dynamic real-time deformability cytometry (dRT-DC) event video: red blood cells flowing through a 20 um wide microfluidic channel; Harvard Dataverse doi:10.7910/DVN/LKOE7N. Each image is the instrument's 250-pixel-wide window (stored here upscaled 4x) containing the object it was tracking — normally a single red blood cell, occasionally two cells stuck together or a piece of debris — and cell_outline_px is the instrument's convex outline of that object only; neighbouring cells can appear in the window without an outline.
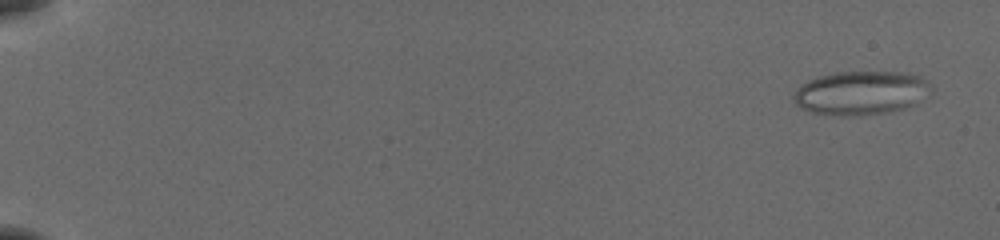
{"species": "common noctule bat (a hibernating species)", "species_latin": "Nyctalus noctula", "temperature_condition": "cold", "stored_images_in_passage": 53, "camera_frame_rate_fps": 3000, "um_per_image_px": 0.085, "animal": {"sex": "female", "body_mass_g": 19.5, "forearm_length_mm": 54.1}, "frame": {"image": 1, "passage_image": 1, "time_ms": 0.0, "image_size_px": [1000, 240], "cell_outline_px": [[920, 80], [912, 104], [900, 108], [884, 112], [812, 112], [796, 104], [796, 92], [804, 84], [812, 80], [824, 76], [844, 72], [892, 72], [916, 76]], "centroid_in_image_um": [72.95, 7.85], "position_along_channel_um": 12.0, "area_um2": 30.63}}
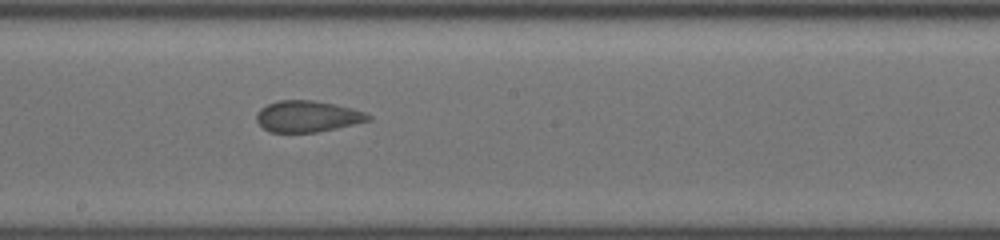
{"frame": {"image": 2, "passage_image": 31, "time_ms": 10.0, "image_size_px": [1000, 240], "cell_outline_px": [[372, 120], [336, 128], [316, 132], [272, 132], [264, 128], [256, 120], [256, 116], [260, 108], [276, 100], [312, 100], [352, 108], [364, 112], [372, 116]], "centroid_in_image_um": [26.14, 9.89], "position_along_channel_um": 222.1, "area_um2": 20.23}}
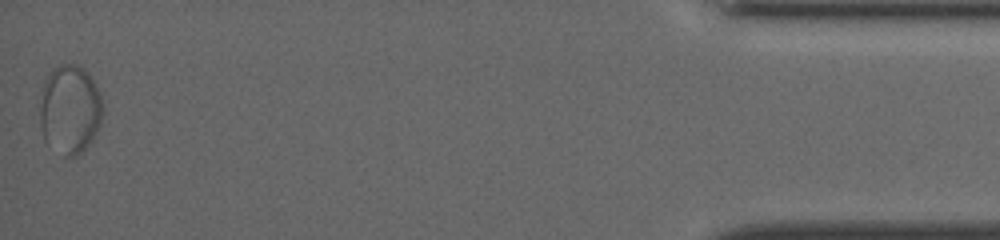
{"frame": {"image": 3, "passage_image": 53, "time_ms": 17.333, "image_size_px": [1000, 240], "cell_outline_px": [[100, 124], [92, 140], [76, 156], [64, 156], [44, 140], [40, 124], [40, 108], [44, 80], [52, 68], [60, 64], [80, 64], [88, 72], [100, 92]], "centroid_in_image_um": [5.91, 9.26], "position_along_channel_um": 429.3, "area_um2": 32.37}}